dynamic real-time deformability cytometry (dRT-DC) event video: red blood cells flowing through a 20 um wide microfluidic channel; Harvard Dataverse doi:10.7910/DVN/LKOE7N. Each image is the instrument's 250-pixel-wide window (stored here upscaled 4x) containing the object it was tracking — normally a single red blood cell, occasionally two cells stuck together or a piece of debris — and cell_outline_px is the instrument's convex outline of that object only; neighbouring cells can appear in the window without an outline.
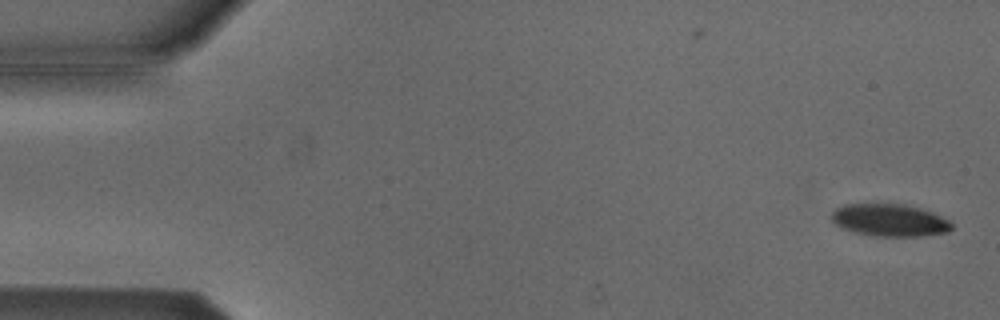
{"species": "Egyptian fruit bat (a non-hibernating species)", "species_latin": "Rousettus aegyptiacus", "temperature_condition": "cold", "stored_images_in_passage": 6, "camera_frame_rate_fps": 3000, "um_per_image_px": 0.085, "animal": {"sex": "male"}, "frame": {"image": 1, "passage_image": 1, "time_ms": 0.0, "image_size_px": [1000, 320], "cell_outline_px": [[952, 228], [948, 232], [920, 236], [872, 236], [856, 232], [844, 228], [836, 224], [832, 220], [832, 212], [836, 208], [844, 204], [904, 204], [920, 208], [932, 212], [948, 220], [952, 224]], "centroid_in_image_um": [75.63, 18.71], "position_along_channel_um": 9.4, "area_um2": 22.48}}
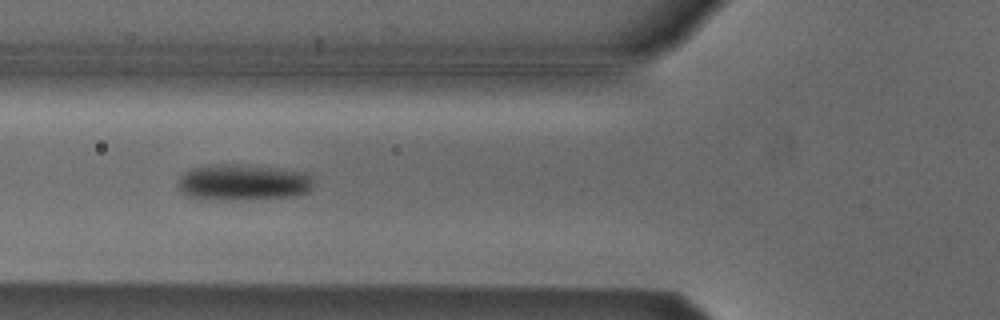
{"frame": {"image": 2, "passage_image": 6, "time_ms": 1.667, "image_size_px": [1000, 320], "cell_outline_px": [[312, 188], [308, 192], [296, 196], [236, 200], [200, 200], [188, 196], [180, 192], [176, 184], [180, 176], [184, 172], [192, 168], [220, 164], [232, 164], [280, 168], [304, 172], [312, 176]], "centroid_in_image_um": [20.62, 15.52], "position_along_channel_um": 105.2, "area_um2": 29.02}}